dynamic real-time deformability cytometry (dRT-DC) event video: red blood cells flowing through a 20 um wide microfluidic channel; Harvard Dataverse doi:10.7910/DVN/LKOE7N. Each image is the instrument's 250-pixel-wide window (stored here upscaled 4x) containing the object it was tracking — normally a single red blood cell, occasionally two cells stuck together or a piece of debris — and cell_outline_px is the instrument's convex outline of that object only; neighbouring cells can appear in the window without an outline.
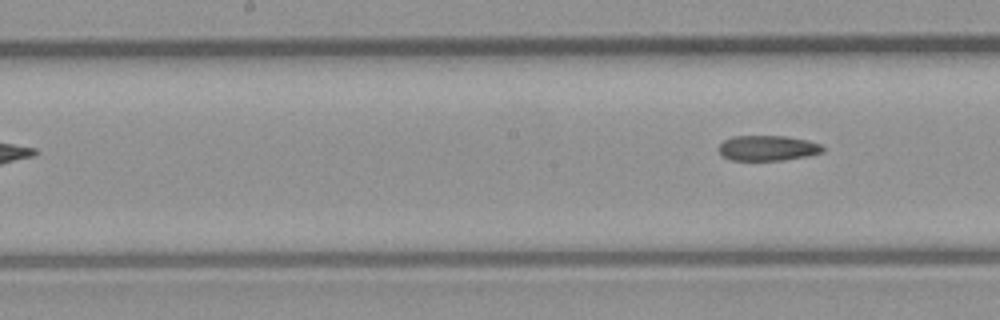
{"species": "common noctule bat (a hibernating species)", "species_latin": "Nyctalus noctula", "temperature_condition": "room temperature", "stored_images_in_passage": 9, "segment_of_instrument_passage": [2, 2], "camera_frame_rate_fps": 3000, "um_per_image_px": 0.085, "animal": {"sex": "male", "body_mass_g": 23.1, "forearm_length_mm": 52.7}, "frame": {"image": 1, "passage_image": 9, "time_ms": 10.0, "image_size_px": [1000, 320], "cell_outline_px": [[824, 152], [808, 156], [784, 160], [732, 160], [724, 156], [720, 152], [720, 144], [724, 140], [732, 136], [784, 136], [808, 140], [820, 144], [824, 148]], "centroid_in_image_um": [65.29, 12.58], "position_along_channel_um": 182.9, "area_um2": 15.26}}